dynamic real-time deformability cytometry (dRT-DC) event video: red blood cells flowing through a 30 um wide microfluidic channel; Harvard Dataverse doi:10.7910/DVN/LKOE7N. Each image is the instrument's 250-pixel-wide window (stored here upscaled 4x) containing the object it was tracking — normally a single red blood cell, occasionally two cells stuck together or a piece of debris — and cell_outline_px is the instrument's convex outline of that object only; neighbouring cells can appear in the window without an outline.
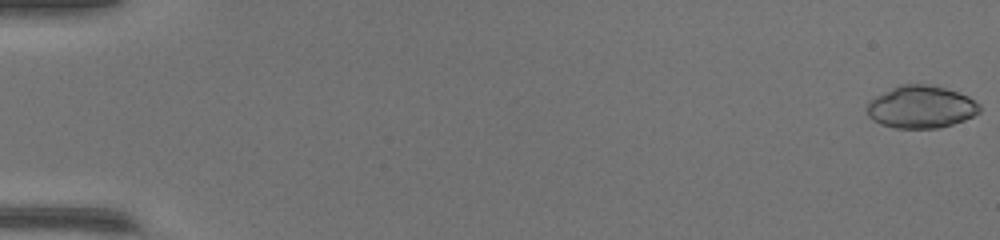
{"species": "common noctule bat (a hibernating species)", "species_latin": "Nyctalus noctula", "temperature_condition": "warm", "stored_images_in_passage": 47, "camera_frame_rate_fps": 3000, "um_per_image_px": 0.085, "animal": {"sex": "female", "body_mass_g": 17.0, "forearm_length_mm": 48.0}, "frame": {"image": 1, "passage_image": 1, "time_ms": 0.0, "image_size_px": [1000, 240], "cell_outline_px": [[980, 112], [964, 120], [940, 128], [896, 128], [880, 124], [872, 120], [868, 116], [864, 108], [868, 100], [900, 84], [924, 84], [944, 88], [968, 96], [980, 104]], "centroid_in_image_um": [78.24, 9.1], "position_along_channel_um": 6.8, "area_um2": 27.98}}
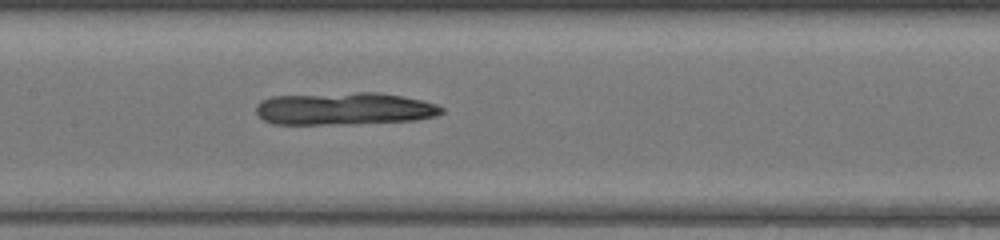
{"frame": {"image": 2, "passage_image": 26, "time_ms": 8.333, "image_size_px": [1000, 240], "cell_outline_px": [[444, 112], [436, 116], [416, 120], [352, 124], [272, 124], [264, 120], [256, 112], [256, 104], [260, 100], [272, 96], [356, 92], [380, 92], [420, 100], [436, 104], [444, 108]], "centroid_in_image_um": [29.25, 9.24], "position_along_channel_um": 178.1, "area_um2": 35.37}}
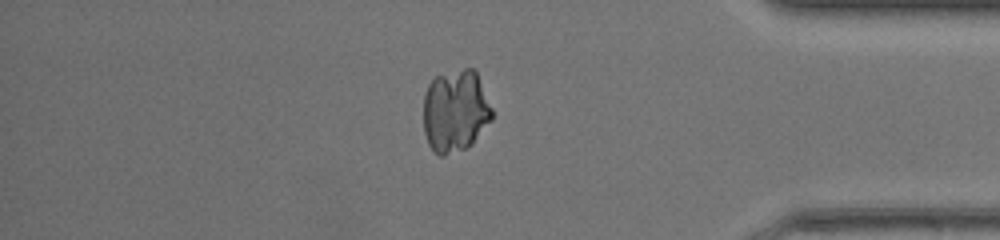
{"frame": {"image": 3, "passage_image": 43, "time_ms": 14.0, "image_size_px": [1000, 240], "cell_outline_px": [[492, 120], [472, 144], [464, 148], [444, 156], [440, 156], [432, 152], [428, 144], [424, 132], [424, 96], [428, 84], [436, 76], [464, 68], [472, 68], [476, 72], [492, 108]], "centroid_in_image_um": [38.69, 9.45], "position_along_channel_um": 396.5, "area_um2": 33.0}}